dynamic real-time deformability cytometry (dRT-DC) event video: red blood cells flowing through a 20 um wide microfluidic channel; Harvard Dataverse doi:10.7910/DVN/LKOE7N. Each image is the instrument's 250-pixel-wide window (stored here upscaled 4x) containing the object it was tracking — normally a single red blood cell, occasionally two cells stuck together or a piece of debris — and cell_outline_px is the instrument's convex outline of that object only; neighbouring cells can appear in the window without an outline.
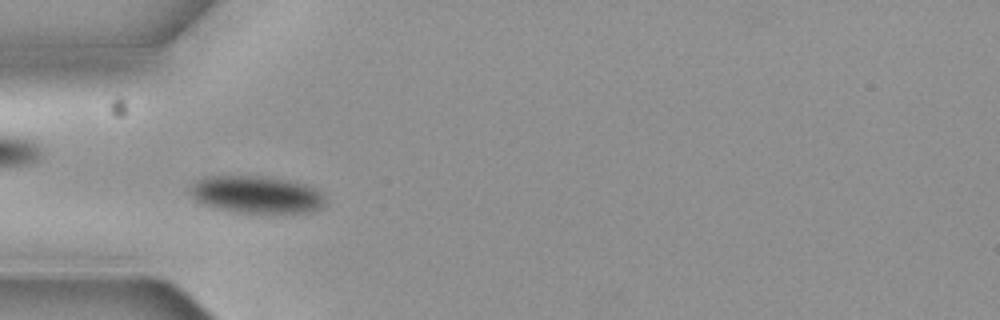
{"species": "common noctule bat (a hibernating species)", "species_latin": "Nyctalus noctula", "temperature_condition": "cold", "stored_images_in_passage": 6, "camera_frame_rate_fps": 3000, "um_per_image_px": 0.085, "animal": {"sex": "female", "body_mass_g": 19.3, "forearm_length_mm": 54.1}, "frame": {"image": 1, "passage_image": 5, "time_ms": 1.333, "image_size_px": [1000, 320], "cell_outline_px": [[328, 204], [324, 208], [312, 212], [236, 212], [216, 208], [200, 204], [188, 192], [188, 188], [196, 180], [204, 176], [264, 176], [288, 180], [304, 184], [316, 188], [324, 192], [328, 200]], "centroid_in_image_um": [21.84, 16.53], "position_along_channel_um": 63.2, "area_um2": 30.0}}